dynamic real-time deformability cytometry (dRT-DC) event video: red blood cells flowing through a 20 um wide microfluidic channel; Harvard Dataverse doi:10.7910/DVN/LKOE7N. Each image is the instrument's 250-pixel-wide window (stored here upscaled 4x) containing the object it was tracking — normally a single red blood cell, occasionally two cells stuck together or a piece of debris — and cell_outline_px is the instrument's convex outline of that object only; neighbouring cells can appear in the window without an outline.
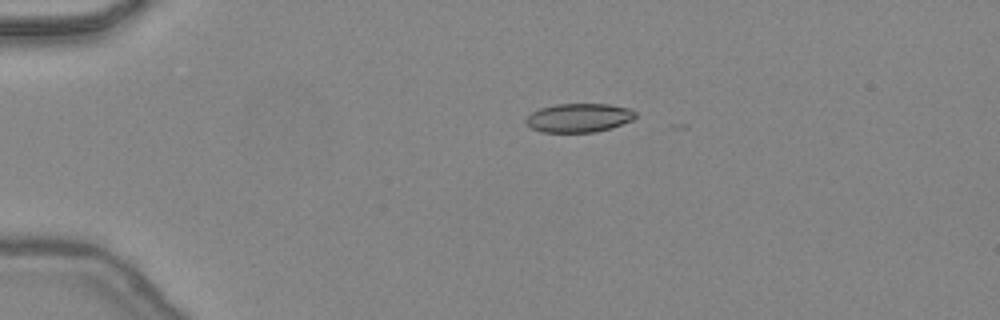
{"species": "common noctule bat (a hibernating species)", "species_latin": "Nyctalus noctula", "temperature_condition": "warm", "stored_images_in_passage": 31, "camera_frame_rate_fps": 3000, "um_per_image_px": 0.085, "animal": {"sex": "female", "body_mass_g": 24.6, "forearm_length_mm": 56.2}, "frame": {"image": 1, "passage_image": 1, "time_ms": 0.0, "image_size_px": [1000, 320], "cell_outline_px": [[636, 116], [632, 120], [612, 128], [596, 132], [540, 132], [524, 124], [524, 120], [532, 112], [540, 108], [556, 104], [608, 104], [632, 108], [636, 112]], "centroid_in_image_um": [49.21, 10.01], "position_along_channel_um": 35.8, "area_um2": 18.61}}
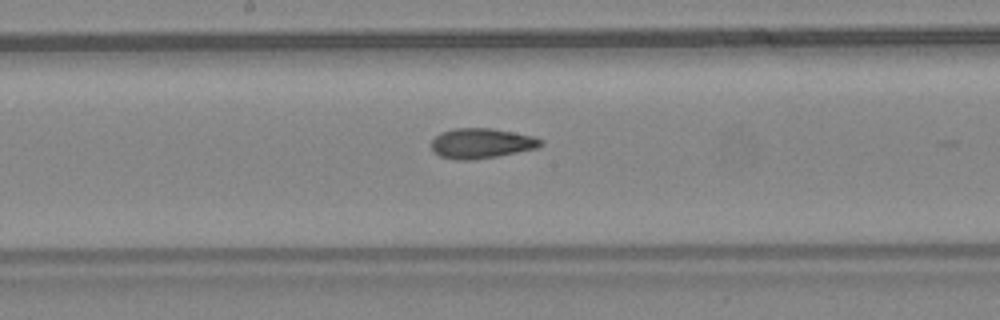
{"frame": {"image": 2, "passage_image": 16, "time_ms": 5.0, "image_size_px": [1000, 320], "cell_outline_px": [[544, 144], [536, 148], [496, 156], [472, 160], [456, 160], [440, 156], [432, 152], [432, 140], [440, 132], [456, 128], [492, 128], [532, 136], [544, 140]], "centroid_in_image_um": [40.9, 12.18], "position_along_channel_um": 207.3, "area_um2": 19.13}}
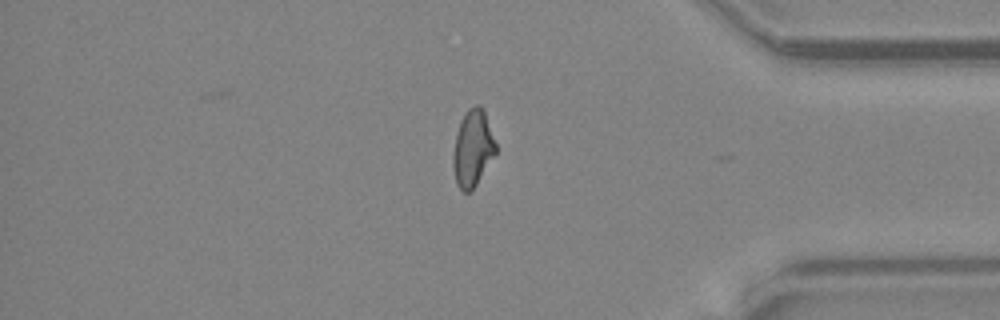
{"frame": {"image": 3, "passage_image": 30, "time_ms": 9.667, "image_size_px": [1000, 320], "cell_outline_px": [[496, 152], [472, 192], [464, 192], [456, 184], [452, 164], [452, 156], [456, 132], [460, 120], [464, 112], [468, 108], [476, 104], [480, 104], [484, 108], [496, 144]], "centroid_in_image_um": [40.16, 12.58], "position_along_channel_um": 395.0, "area_um2": 19.36}, "authors_computed_cell_mechanics": {"area_um2": 19.1318, "velocity_mm_per_s": 4.4913, "shape_relaxation_time_tau1_ms": null, "shape_relaxation_time_tau2_ms": 1.8158, "deformation_change_tau1": null, "deformation_change_tau2": 0.0838}}